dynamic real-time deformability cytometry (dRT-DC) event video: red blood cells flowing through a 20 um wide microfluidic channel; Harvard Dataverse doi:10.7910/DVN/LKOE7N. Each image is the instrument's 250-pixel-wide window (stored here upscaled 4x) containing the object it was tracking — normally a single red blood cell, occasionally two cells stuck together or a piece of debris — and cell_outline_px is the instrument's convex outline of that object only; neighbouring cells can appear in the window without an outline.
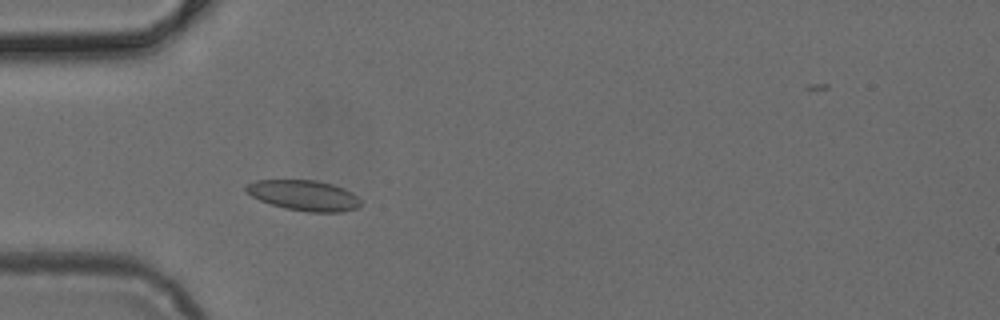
{"species": "common noctule bat (a hibernating species)", "species_latin": "Nyctalus noctula", "temperature_condition": "cold", "stored_images_in_passage": 49, "camera_frame_rate_fps": 3000, "um_per_image_px": 0.085, "animal": {"sex": "female", "body_mass_g": 24.6, "forearm_length_mm": 56.2}, "frame": {"image": 1, "passage_image": 13, "time_ms": 4.0, "image_size_px": [1000, 320], "cell_outline_px": [[360, 208], [344, 212], [308, 212], [284, 208], [260, 200], [252, 196], [244, 188], [248, 184], [256, 180], [316, 180], [332, 184], [344, 188], [352, 192], [360, 200]], "centroid_in_image_um": [25.88, 16.61], "position_along_channel_um": 59.1, "area_um2": 20.35}}
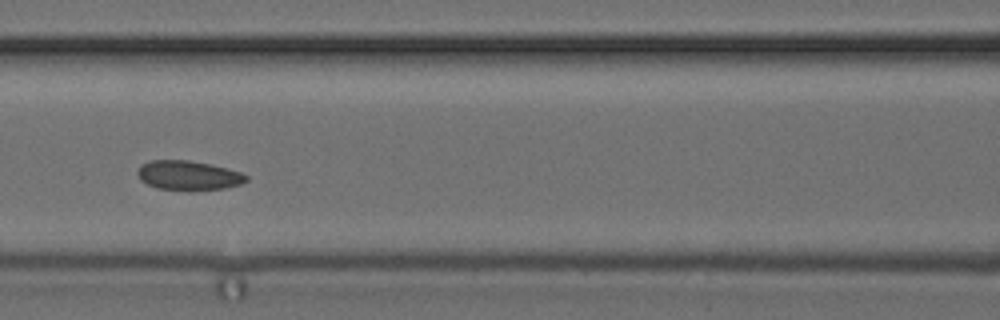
{"frame": {"image": 2, "passage_image": 20, "time_ms": 6.333, "image_size_px": [1000, 320], "cell_outline_px": [[248, 180], [240, 184], [224, 188], [156, 188], [140, 180], [136, 172], [140, 164], [152, 160], [188, 160], [212, 164], [228, 168], [240, 172], [248, 176]], "centroid_in_image_um": [15.99, 14.86], "position_along_channel_um": 150.6, "area_um2": 18.15}}
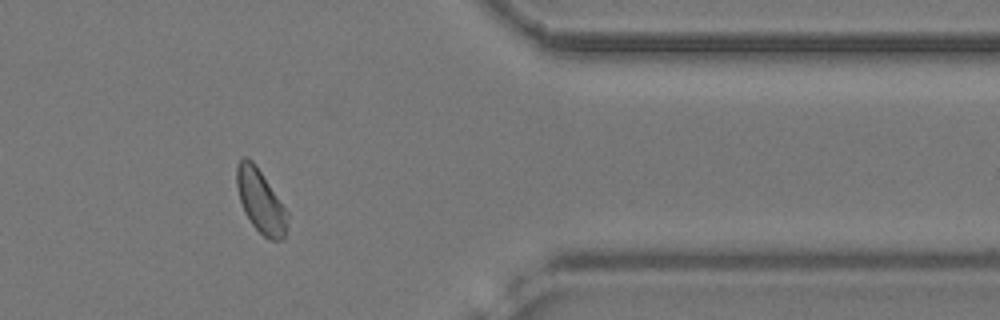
{"frame": {"image": 3, "passage_image": 39, "time_ms": 12.667, "image_size_px": [1000, 320], "cell_outline_px": [[288, 228], [284, 236], [280, 240], [272, 240], [264, 236], [252, 224], [244, 212], [240, 200], [236, 184], [236, 164], [244, 156], [248, 156], [256, 164], [288, 212]], "centroid_in_image_um": [22.15, 17.07], "position_along_channel_um": 389.3, "area_um2": 18.79}}